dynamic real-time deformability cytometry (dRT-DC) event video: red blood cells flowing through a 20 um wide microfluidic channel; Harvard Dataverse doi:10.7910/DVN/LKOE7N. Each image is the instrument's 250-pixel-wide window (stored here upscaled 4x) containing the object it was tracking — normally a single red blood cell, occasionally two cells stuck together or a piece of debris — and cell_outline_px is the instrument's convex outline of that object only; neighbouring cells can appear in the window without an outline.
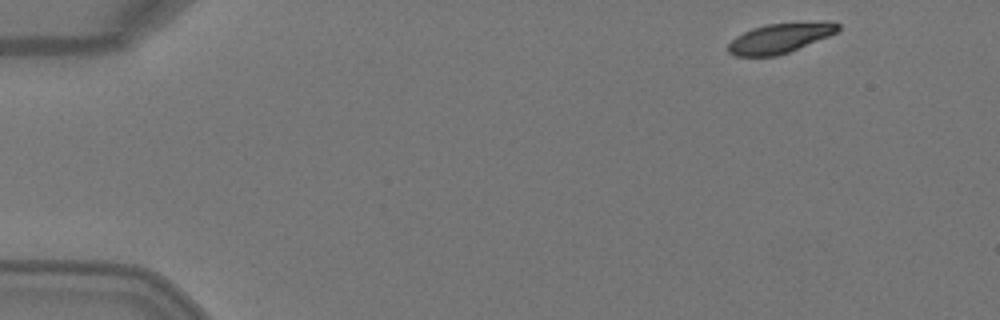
{"species": "Egyptian fruit bat (a non-hibernating species)", "species_latin": "Rousettus aegyptiacus", "temperature_condition": "warm", "stored_images_in_passage": 7, "camera_frame_rate_fps": 3000, "um_per_image_px": 0.085, "animal": {"sex": "female"}, "frame": {"image": 1, "passage_image": 1, "time_ms": 0.0, "image_size_px": [1000, 320], "cell_outline_px": [[840, 28], [836, 32], [828, 36], [788, 52], [776, 56], [736, 56], [728, 52], [728, 44], [736, 36], [752, 28], [768, 24], [824, 20], [828, 20], [840, 24]], "centroid_in_image_um": [66.32, 3.21], "position_along_channel_um": 18.7, "area_um2": 19.13}}
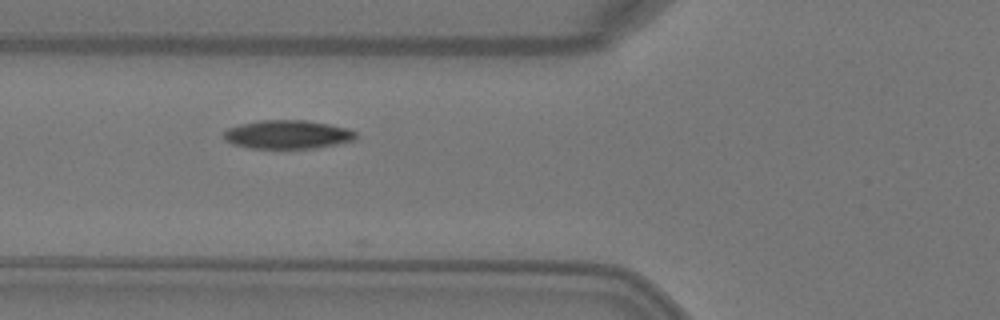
{"frame": {"image": 2, "passage_image": 5, "time_ms": 1.333, "image_size_px": [1000, 320], "cell_outline_px": [[360, 136], [352, 140], [336, 144], [316, 148], [252, 148], [232, 144], [224, 140], [224, 132], [228, 128], [240, 124], [260, 120], [304, 120], [328, 124], [348, 128], [356, 132]], "centroid_in_image_um": [24.45, 11.43], "position_along_channel_um": 101.4, "area_um2": 22.02}}
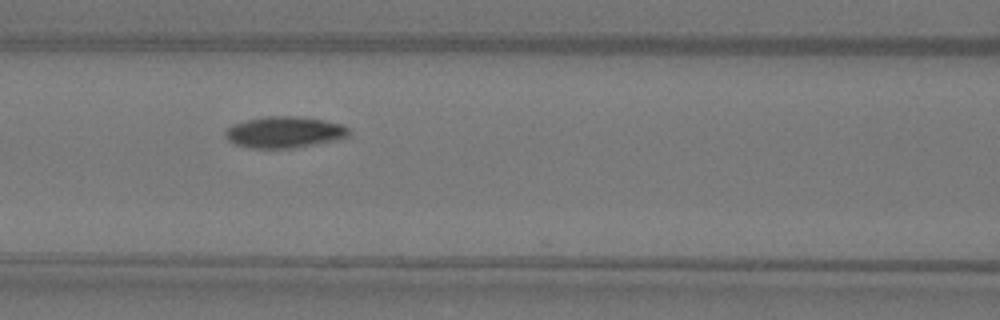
{"frame": {"image": 3, "passage_image": 6, "time_ms": 1.667, "image_size_px": [1000, 320], "cell_outline_px": [[348, 136], [336, 140], [292, 148], [252, 148], [232, 144], [224, 136], [224, 132], [232, 124], [244, 120], [268, 116], [300, 116], [324, 120], [344, 124], [348, 128]], "centroid_in_image_um": [24.14, 11.23], "position_along_channel_um": 142.5, "area_um2": 22.72}}